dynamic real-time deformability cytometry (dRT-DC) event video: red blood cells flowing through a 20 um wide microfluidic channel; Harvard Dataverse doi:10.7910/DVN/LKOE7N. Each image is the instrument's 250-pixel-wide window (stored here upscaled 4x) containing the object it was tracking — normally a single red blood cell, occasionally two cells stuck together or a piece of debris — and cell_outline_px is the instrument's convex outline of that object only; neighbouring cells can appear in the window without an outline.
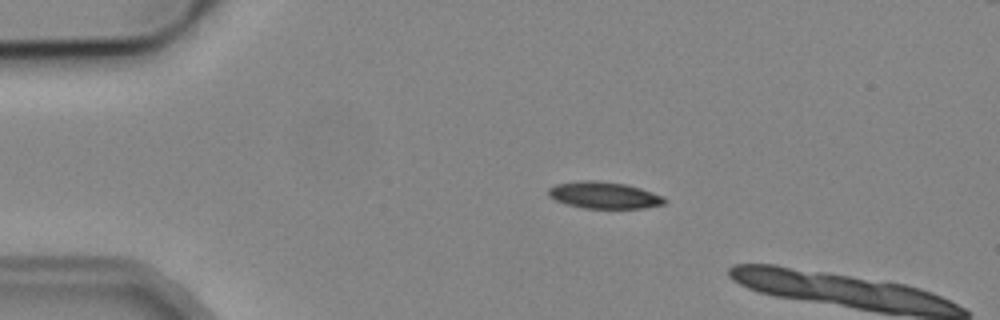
{"species": "common noctule bat (a hibernating species)", "species_latin": "Nyctalus noctula", "temperature_condition": "cold", "stored_images_in_passage": 4, "camera_frame_rate_fps": 3000, "um_per_image_px": 0.085, "animal": {"sex": "male", "body_mass_g": 19.2, "forearm_length_mm": 51.8}, "frame": {"image": 1, "passage_image": 3, "time_ms": 2.333, "image_size_px": [1000, 320], "cell_outline_px": [[668, 200], [664, 204], [644, 208], [584, 208], [568, 204], [556, 200], [548, 196], [548, 188], [556, 184], [580, 180], [596, 180], [624, 184], [640, 188], [664, 196]], "centroid_in_image_um": [51.35, 16.59], "position_along_channel_um": 33.6, "area_um2": 18.09}}